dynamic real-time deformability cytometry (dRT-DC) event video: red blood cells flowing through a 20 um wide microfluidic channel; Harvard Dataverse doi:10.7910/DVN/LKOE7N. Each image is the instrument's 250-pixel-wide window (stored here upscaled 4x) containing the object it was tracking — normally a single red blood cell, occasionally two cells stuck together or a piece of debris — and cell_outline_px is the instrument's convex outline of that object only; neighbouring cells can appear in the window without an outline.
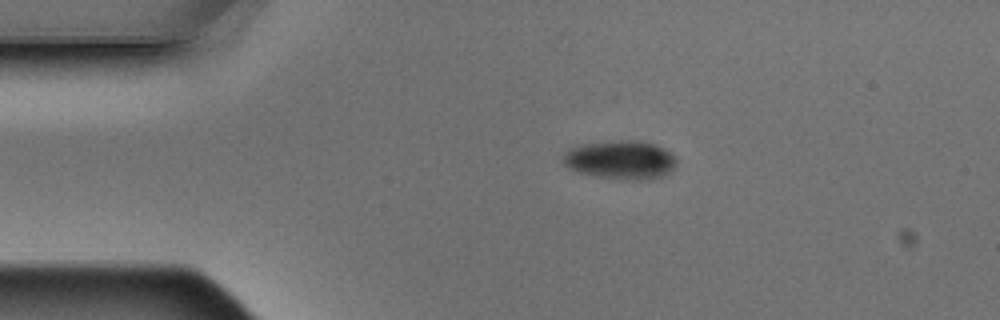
{"species": "Egyptian fruit bat (a non-hibernating species)", "species_latin": "Rousettus aegyptiacus", "temperature_condition": "warm", "stored_images_in_passage": 5, "camera_frame_rate_fps": 3000, "um_per_image_px": 0.085, "animal": {"sex": "male"}, "frame": {"image": 1, "passage_image": 5, "time_ms": 1.333, "image_size_px": [1000, 320], "cell_outline_px": [[676, 164], [668, 172], [660, 176], [640, 180], [600, 176], [580, 172], [568, 168], [564, 164], [564, 156], [568, 148], [584, 144], [620, 140], [640, 140], [656, 144], [664, 148], [676, 156]], "centroid_in_image_um": [52.77, 13.55], "position_along_channel_um": 32.2, "area_um2": 25.14}}